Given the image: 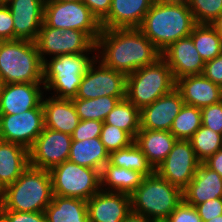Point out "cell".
<instances>
[{
  "label": "cell",
  "instance_id": "6da1fadb",
  "mask_svg": "<svg viewBox=\"0 0 222 222\" xmlns=\"http://www.w3.org/2000/svg\"><path fill=\"white\" fill-rule=\"evenodd\" d=\"M96 50L99 54L96 58L105 66L126 76L161 57V52L139 28L101 29Z\"/></svg>",
  "mask_w": 222,
  "mask_h": 222
},
{
  "label": "cell",
  "instance_id": "7a4b0ae2",
  "mask_svg": "<svg viewBox=\"0 0 222 222\" xmlns=\"http://www.w3.org/2000/svg\"><path fill=\"white\" fill-rule=\"evenodd\" d=\"M195 25L187 4L155 0L139 29L162 52L173 42L190 36Z\"/></svg>",
  "mask_w": 222,
  "mask_h": 222
},
{
  "label": "cell",
  "instance_id": "3957f363",
  "mask_svg": "<svg viewBox=\"0 0 222 222\" xmlns=\"http://www.w3.org/2000/svg\"><path fill=\"white\" fill-rule=\"evenodd\" d=\"M53 197L48 170L31 167L1 191L0 210L45 212Z\"/></svg>",
  "mask_w": 222,
  "mask_h": 222
},
{
  "label": "cell",
  "instance_id": "277c9868",
  "mask_svg": "<svg viewBox=\"0 0 222 222\" xmlns=\"http://www.w3.org/2000/svg\"><path fill=\"white\" fill-rule=\"evenodd\" d=\"M0 78L3 84L43 83V62L34 41H0Z\"/></svg>",
  "mask_w": 222,
  "mask_h": 222
},
{
  "label": "cell",
  "instance_id": "5b68a950",
  "mask_svg": "<svg viewBox=\"0 0 222 222\" xmlns=\"http://www.w3.org/2000/svg\"><path fill=\"white\" fill-rule=\"evenodd\" d=\"M130 198L131 211L155 222H164L182 202L183 191L154 172L144 177Z\"/></svg>",
  "mask_w": 222,
  "mask_h": 222
},
{
  "label": "cell",
  "instance_id": "8992f818",
  "mask_svg": "<svg viewBox=\"0 0 222 222\" xmlns=\"http://www.w3.org/2000/svg\"><path fill=\"white\" fill-rule=\"evenodd\" d=\"M89 53L65 54L51 57L43 62V83L45 91L56 94L60 99H74L77 95L83 75L96 56Z\"/></svg>",
  "mask_w": 222,
  "mask_h": 222
},
{
  "label": "cell",
  "instance_id": "52a82bcc",
  "mask_svg": "<svg viewBox=\"0 0 222 222\" xmlns=\"http://www.w3.org/2000/svg\"><path fill=\"white\" fill-rule=\"evenodd\" d=\"M175 86L176 80L170 67L160 57L153 64L127 75L126 98L141 110L172 91Z\"/></svg>",
  "mask_w": 222,
  "mask_h": 222
},
{
  "label": "cell",
  "instance_id": "ba28073f",
  "mask_svg": "<svg viewBox=\"0 0 222 222\" xmlns=\"http://www.w3.org/2000/svg\"><path fill=\"white\" fill-rule=\"evenodd\" d=\"M53 195L88 201L101 189L100 171L80 166L69 160L50 171Z\"/></svg>",
  "mask_w": 222,
  "mask_h": 222
},
{
  "label": "cell",
  "instance_id": "9c48e42d",
  "mask_svg": "<svg viewBox=\"0 0 222 222\" xmlns=\"http://www.w3.org/2000/svg\"><path fill=\"white\" fill-rule=\"evenodd\" d=\"M44 23L62 30L85 32L95 43L102 29L98 19L82 1H45Z\"/></svg>",
  "mask_w": 222,
  "mask_h": 222
},
{
  "label": "cell",
  "instance_id": "30bf717a",
  "mask_svg": "<svg viewBox=\"0 0 222 222\" xmlns=\"http://www.w3.org/2000/svg\"><path fill=\"white\" fill-rule=\"evenodd\" d=\"M34 42L42 62L47 60L46 55L56 57L65 54L97 52L96 43L85 32L53 28L44 22Z\"/></svg>",
  "mask_w": 222,
  "mask_h": 222
},
{
  "label": "cell",
  "instance_id": "8fae6325",
  "mask_svg": "<svg viewBox=\"0 0 222 222\" xmlns=\"http://www.w3.org/2000/svg\"><path fill=\"white\" fill-rule=\"evenodd\" d=\"M96 63H99L98 66ZM126 78L124 73L105 66L95 58L83 75L75 98L112 96L122 100L126 98Z\"/></svg>",
  "mask_w": 222,
  "mask_h": 222
},
{
  "label": "cell",
  "instance_id": "7c38bea8",
  "mask_svg": "<svg viewBox=\"0 0 222 222\" xmlns=\"http://www.w3.org/2000/svg\"><path fill=\"white\" fill-rule=\"evenodd\" d=\"M45 128L42 103L20 114L0 115V140L30 149Z\"/></svg>",
  "mask_w": 222,
  "mask_h": 222
},
{
  "label": "cell",
  "instance_id": "4fadbf2b",
  "mask_svg": "<svg viewBox=\"0 0 222 222\" xmlns=\"http://www.w3.org/2000/svg\"><path fill=\"white\" fill-rule=\"evenodd\" d=\"M200 163L190 140H177L155 172L183 191L196 174Z\"/></svg>",
  "mask_w": 222,
  "mask_h": 222
},
{
  "label": "cell",
  "instance_id": "5bb4252c",
  "mask_svg": "<svg viewBox=\"0 0 222 222\" xmlns=\"http://www.w3.org/2000/svg\"><path fill=\"white\" fill-rule=\"evenodd\" d=\"M72 135L44 128L29 149V165L50 171L68 160Z\"/></svg>",
  "mask_w": 222,
  "mask_h": 222
},
{
  "label": "cell",
  "instance_id": "9a60e30c",
  "mask_svg": "<svg viewBox=\"0 0 222 222\" xmlns=\"http://www.w3.org/2000/svg\"><path fill=\"white\" fill-rule=\"evenodd\" d=\"M184 104L181 94L174 88L140 110V129L170 131Z\"/></svg>",
  "mask_w": 222,
  "mask_h": 222
},
{
  "label": "cell",
  "instance_id": "2e32d148",
  "mask_svg": "<svg viewBox=\"0 0 222 222\" xmlns=\"http://www.w3.org/2000/svg\"><path fill=\"white\" fill-rule=\"evenodd\" d=\"M46 0H9L6 4L13 18L14 40L35 41L44 22Z\"/></svg>",
  "mask_w": 222,
  "mask_h": 222
},
{
  "label": "cell",
  "instance_id": "e0dca14e",
  "mask_svg": "<svg viewBox=\"0 0 222 222\" xmlns=\"http://www.w3.org/2000/svg\"><path fill=\"white\" fill-rule=\"evenodd\" d=\"M89 222H123L131 212V198L100 189L87 201Z\"/></svg>",
  "mask_w": 222,
  "mask_h": 222
},
{
  "label": "cell",
  "instance_id": "ac0fdd59",
  "mask_svg": "<svg viewBox=\"0 0 222 222\" xmlns=\"http://www.w3.org/2000/svg\"><path fill=\"white\" fill-rule=\"evenodd\" d=\"M161 57L170 67L175 80L187 75L202 74L205 65L191 36L170 44L161 52Z\"/></svg>",
  "mask_w": 222,
  "mask_h": 222
},
{
  "label": "cell",
  "instance_id": "d6986e66",
  "mask_svg": "<svg viewBox=\"0 0 222 222\" xmlns=\"http://www.w3.org/2000/svg\"><path fill=\"white\" fill-rule=\"evenodd\" d=\"M44 83L3 84L0 92V115L20 114L37 108L44 98Z\"/></svg>",
  "mask_w": 222,
  "mask_h": 222
},
{
  "label": "cell",
  "instance_id": "ffe728a7",
  "mask_svg": "<svg viewBox=\"0 0 222 222\" xmlns=\"http://www.w3.org/2000/svg\"><path fill=\"white\" fill-rule=\"evenodd\" d=\"M175 88L186 105L200 109L222 100V88L203 74L180 77L176 80Z\"/></svg>",
  "mask_w": 222,
  "mask_h": 222
},
{
  "label": "cell",
  "instance_id": "44dd1931",
  "mask_svg": "<svg viewBox=\"0 0 222 222\" xmlns=\"http://www.w3.org/2000/svg\"><path fill=\"white\" fill-rule=\"evenodd\" d=\"M155 0H112L102 29L139 28Z\"/></svg>",
  "mask_w": 222,
  "mask_h": 222
},
{
  "label": "cell",
  "instance_id": "7402d4cb",
  "mask_svg": "<svg viewBox=\"0 0 222 222\" xmlns=\"http://www.w3.org/2000/svg\"><path fill=\"white\" fill-rule=\"evenodd\" d=\"M215 198H222V177L201 162L196 174L183 190V200L195 207Z\"/></svg>",
  "mask_w": 222,
  "mask_h": 222
},
{
  "label": "cell",
  "instance_id": "603a6c76",
  "mask_svg": "<svg viewBox=\"0 0 222 222\" xmlns=\"http://www.w3.org/2000/svg\"><path fill=\"white\" fill-rule=\"evenodd\" d=\"M44 99L42 105L45 128L72 135L80 121L73 101L53 96Z\"/></svg>",
  "mask_w": 222,
  "mask_h": 222
},
{
  "label": "cell",
  "instance_id": "cb8c5ba5",
  "mask_svg": "<svg viewBox=\"0 0 222 222\" xmlns=\"http://www.w3.org/2000/svg\"><path fill=\"white\" fill-rule=\"evenodd\" d=\"M29 166V150L0 140V191L13 184Z\"/></svg>",
  "mask_w": 222,
  "mask_h": 222
},
{
  "label": "cell",
  "instance_id": "d4e9b609",
  "mask_svg": "<svg viewBox=\"0 0 222 222\" xmlns=\"http://www.w3.org/2000/svg\"><path fill=\"white\" fill-rule=\"evenodd\" d=\"M177 139L170 131L140 129L134 142L155 170L168 156Z\"/></svg>",
  "mask_w": 222,
  "mask_h": 222
},
{
  "label": "cell",
  "instance_id": "484cf974",
  "mask_svg": "<svg viewBox=\"0 0 222 222\" xmlns=\"http://www.w3.org/2000/svg\"><path fill=\"white\" fill-rule=\"evenodd\" d=\"M47 222H89L87 201L53 195L45 209Z\"/></svg>",
  "mask_w": 222,
  "mask_h": 222
},
{
  "label": "cell",
  "instance_id": "4316f807",
  "mask_svg": "<svg viewBox=\"0 0 222 222\" xmlns=\"http://www.w3.org/2000/svg\"><path fill=\"white\" fill-rule=\"evenodd\" d=\"M68 160L101 172L103 166L109 162V152L105 149L100 137L72 141Z\"/></svg>",
  "mask_w": 222,
  "mask_h": 222
},
{
  "label": "cell",
  "instance_id": "83f0119b",
  "mask_svg": "<svg viewBox=\"0 0 222 222\" xmlns=\"http://www.w3.org/2000/svg\"><path fill=\"white\" fill-rule=\"evenodd\" d=\"M144 175L138 171L116 167L107 162L101 172V189L131 195L142 183ZM107 186V188H106Z\"/></svg>",
  "mask_w": 222,
  "mask_h": 222
},
{
  "label": "cell",
  "instance_id": "f1b7e54d",
  "mask_svg": "<svg viewBox=\"0 0 222 222\" xmlns=\"http://www.w3.org/2000/svg\"><path fill=\"white\" fill-rule=\"evenodd\" d=\"M104 122L126 131L135 139L140 130V110L124 98L108 113Z\"/></svg>",
  "mask_w": 222,
  "mask_h": 222
},
{
  "label": "cell",
  "instance_id": "f546056e",
  "mask_svg": "<svg viewBox=\"0 0 222 222\" xmlns=\"http://www.w3.org/2000/svg\"><path fill=\"white\" fill-rule=\"evenodd\" d=\"M109 163L116 167L138 171L145 177L155 172L153 167L149 164L145 154L135 142L128 147L110 152Z\"/></svg>",
  "mask_w": 222,
  "mask_h": 222
},
{
  "label": "cell",
  "instance_id": "4dcf8cb0",
  "mask_svg": "<svg viewBox=\"0 0 222 222\" xmlns=\"http://www.w3.org/2000/svg\"><path fill=\"white\" fill-rule=\"evenodd\" d=\"M190 36L204 62L222 53V39L210 24H196Z\"/></svg>",
  "mask_w": 222,
  "mask_h": 222
},
{
  "label": "cell",
  "instance_id": "1f68e13d",
  "mask_svg": "<svg viewBox=\"0 0 222 222\" xmlns=\"http://www.w3.org/2000/svg\"><path fill=\"white\" fill-rule=\"evenodd\" d=\"M76 112L80 120H98L104 122L108 113L119 102L118 97L103 96L95 99L74 98Z\"/></svg>",
  "mask_w": 222,
  "mask_h": 222
},
{
  "label": "cell",
  "instance_id": "d6a6232c",
  "mask_svg": "<svg viewBox=\"0 0 222 222\" xmlns=\"http://www.w3.org/2000/svg\"><path fill=\"white\" fill-rule=\"evenodd\" d=\"M201 125V109L184 104L175 117L170 132L177 140H190Z\"/></svg>",
  "mask_w": 222,
  "mask_h": 222
},
{
  "label": "cell",
  "instance_id": "836d02e7",
  "mask_svg": "<svg viewBox=\"0 0 222 222\" xmlns=\"http://www.w3.org/2000/svg\"><path fill=\"white\" fill-rule=\"evenodd\" d=\"M195 155L204 162L218 150L222 149V134L201 125L190 139Z\"/></svg>",
  "mask_w": 222,
  "mask_h": 222
},
{
  "label": "cell",
  "instance_id": "e575fe53",
  "mask_svg": "<svg viewBox=\"0 0 222 222\" xmlns=\"http://www.w3.org/2000/svg\"><path fill=\"white\" fill-rule=\"evenodd\" d=\"M188 6L196 24H210L222 14V0H191Z\"/></svg>",
  "mask_w": 222,
  "mask_h": 222
},
{
  "label": "cell",
  "instance_id": "d590c367",
  "mask_svg": "<svg viewBox=\"0 0 222 222\" xmlns=\"http://www.w3.org/2000/svg\"><path fill=\"white\" fill-rule=\"evenodd\" d=\"M100 139L109 153L128 147L134 142V139L126 131L105 122L102 126Z\"/></svg>",
  "mask_w": 222,
  "mask_h": 222
},
{
  "label": "cell",
  "instance_id": "8d00e7d4",
  "mask_svg": "<svg viewBox=\"0 0 222 222\" xmlns=\"http://www.w3.org/2000/svg\"><path fill=\"white\" fill-rule=\"evenodd\" d=\"M202 125L222 134V100L201 108Z\"/></svg>",
  "mask_w": 222,
  "mask_h": 222
},
{
  "label": "cell",
  "instance_id": "74e56055",
  "mask_svg": "<svg viewBox=\"0 0 222 222\" xmlns=\"http://www.w3.org/2000/svg\"><path fill=\"white\" fill-rule=\"evenodd\" d=\"M104 122L98 120H80L72 134V141H82L100 137Z\"/></svg>",
  "mask_w": 222,
  "mask_h": 222
},
{
  "label": "cell",
  "instance_id": "f35d334b",
  "mask_svg": "<svg viewBox=\"0 0 222 222\" xmlns=\"http://www.w3.org/2000/svg\"><path fill=\"white\" fill-rule=\"evenodd\" d=\"M164 222H203L194 206L187 204L184 200L168 216Z\"/></svg>",
  "mask_w": 222,
  "mask_h": 222
},
{
  "label": "cell",
  "instance_id": "ab89813d",
  "mask_svg": "<svg viewBox=\"0 0 222 222\" xmlns=\"http://www.w3.org/2000/svg\"><path fill=\"white\" fill-rule=\"evenodd\" d=\"M2 222H47L45 212L0 210Z\"/></svg>",
  "mask_w": 222,
  "mask_h": 222
},
{
  "label": "cell",
  "instance_id": "60d3db41",
  "mask_svg": "<svg viewBox=\"0 0 222 222\" xmlns=\"http://www.w3.org/2000/svg\"><path fill=\"white\" fill-rule=\"evenodd\" d=\"M14 40L13 18L6 4H0V41Z\"/></svg>",
  "mask_w": 222,
  "mask_h": 222
},
{
  "label": "cell",
  "instance_id": "b9f144b4",
  "mask_svg": "<svg viewBox=\"0 0 222 222\" xmlns=\"http://www.w3.org/2000/svg\"><path fill=\"white\" fill-rule=\"evenodd\" d=\"M203 222L222 214V198H215L195 206Z\"/></svg>",
  "mask_w": 222,
  "mask_h": 222
},
{
  "label": "cell",
  "instance_id": "7bdbcfd3",
  "mask_svg": "<svg viewBox=\"0 0 222 222\" xmlns=\"http://www.w3.org/2000/svg\"><path fill=\"white\" fill-rule=\"evenodd\" d=\"M202 74L222 88V53L205 62Z\"/></svg>",
  "mask_w": 222,
  "mask_h": 222
},
{
  "label": "cell",
  "instance_id": "ee69618b",
  "mask_svg": "<svg viewBox=\"0 0 222 222\" xmlns=\"http://www.w3.org/2000/svg\"><path fill=\"white\" fill-rule=\"evenodd\" d=\"M101 22L109 13L112 0H81Z\"/></svg>",
  "mask_w": 222,
  "mask_h": 222
},
{
  "label": "cell",
  "instance_id": "f6af8a7d",
  "mask_svg": "<svg viewBox=\"0 0 222 222\" xmlns=\"http://www.w3.org/2000/svg\"><path fill=\"white\" fill-rule=\"evenodd\" d=\"M204 163L222 177V149L210 156Z\"/></svg>",
  "mask_w": 222,
  "mask_h": 222
},
{
  "label": "cell",
  "instance_id": "bcb514c9",
  "mask_svg": "<svg viewBox=\"0 0 222 222\" xmlns=\"http://www.w3.org/2000/svg\"><path fill=\"white\" fill-rule=\"evenodd\" d=\"M123 222H155L148 217L131 211Z\"/></svg>",
  "mask_w": 222,
  "mask_h": 222
},
{
  "label": "cell",
  "instance_id": "7dc6e473",
  "mask_svg": "<svg viewBox=\"0 0 222 222\" xmlns=\"http://www.w3.org/2000/svg\"><path fill=\"white\" fill-rule=\"evenodd\" d=\"M210 25L215 29L222 39V14L218 16Z\"/></svg>",
  "mask_w": 222,
  "mask_h": 222
},
{
  "label": "cell",
  "instance_id": "c3c4849f",
  "mask_svg": "<svg viewBox=\"0 0 222 222\" xmlns=\"http://www.w3.org/2000/svg\"><path fill=\"white\" fill-rule=\"evenodd\" d=\"M162 2H167V3H177V4H189L191 0H160Z\"/></svg>",
  "mask_w": 222,
  "mask_h": 222
},
{
  "label": "cell",
  "instance_id": "681fc988",
  "mask_svg": "<svg viewBox=\"0 0 222 222\" xmlns=\"http://www.w3.org/2000/svg\"><path fill=\"white\" fill-rule=\"evenodd\" d=\"M207 222H222V214L218 215L217 217H214V218L210 219Z\"/></svg>",
  "mask_w": 222,
  "mask_h": 222
},
{
  "label": "cell",
  "instance_id": "f907efd6",
  "mask_svg": "<svg viewBox=\"0 0 222 222\" xmlns=\"http://www.w3.org/2000/svg\"><path fill=\"white\" fill-rule=\"evenodd\" d=\"M46 1L73 2V1H81V0H46Z\"/></svg>",
  "mask_w": 222,
  "mask_h": 222
},
{
  "label": "cell",
  "instance_id": "816d5d0a",
  "mask_svg": "<svg viewBox=\"0 0 222 222\" xmlns=\"http://www.w3.org/2000/svg\"><path fill=\"white\" fill-rule=\"evenodd\" d=\"M9 0H0V4H7Z\"/></svg>",
  "mask_w": 222,
  "mask_h": 222
},
{
  "label": "cell",
  "instance_id": "f5cc1de1",
  "mask_svg": "<svg viewBox=\"0 0 222 222\" xmlns=\"http://www.w3.org/2000/svg\"><path fill=\"white\" fill-rule=\"evenodd\" d=\"M2 86H3V82H2V79L0 78V92H1Z\"/></svg>",
  "mask_w": 222,
  "mask_h": 222
}]
</instances>
